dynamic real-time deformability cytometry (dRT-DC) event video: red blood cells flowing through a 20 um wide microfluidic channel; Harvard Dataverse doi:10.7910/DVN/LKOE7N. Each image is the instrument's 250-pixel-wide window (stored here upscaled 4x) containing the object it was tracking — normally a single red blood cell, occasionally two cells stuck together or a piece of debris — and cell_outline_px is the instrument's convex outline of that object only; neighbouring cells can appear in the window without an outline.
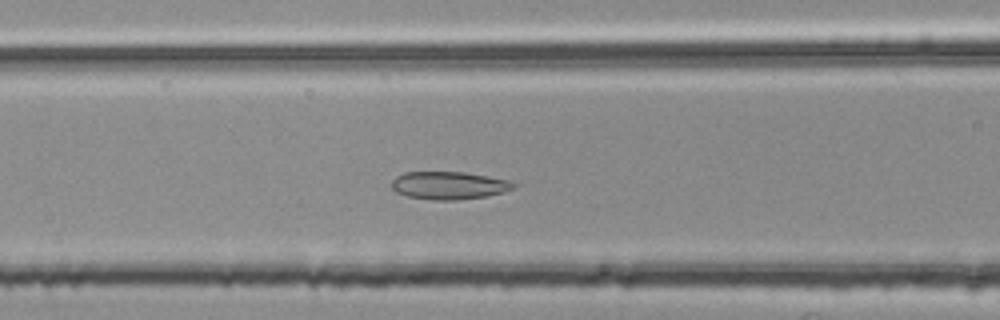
{"species": "common noctule bat (a hibernating species)", "species_latin": "Nyctalus noctula", "temperature_condition": "room temperature", "stored_images_in_passage": 45, "segment_of_instrument_passage": [2, 2], "camera_frame_rate_fps": 3000, "um_per_image_px": 0.085, "animal": {"sex": "female", "body_mass_g": 25.1}, "frame": {"image": 1, "passage_image": 16, "time_ms": 5.0, "image_size_px": [1000, 320], "cell_outline_px": [[520, 184], [516, 188], [504, 192], [484, 196], [456, 200], [432, 200], [408, 196], [396, 192], [392, 188], [392, 180], [396, 176], [404, 172], [464, 172], [508, 180]], "centroid_in_image_um": [38.18, 15.76], "position_along_channel_um": 128.4, "area_um2": 19.77}}
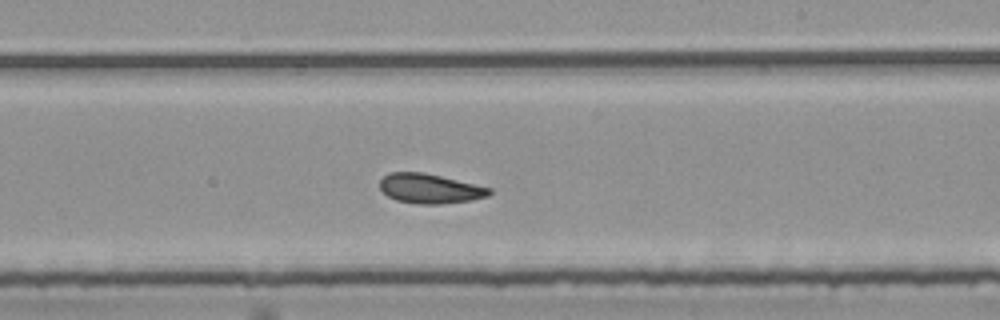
{"frame": {"image": 2, "passage_image": 26, "time_ms": 8.333, "image_size_px": [1000, 320], "cell_outline_px": [[492, 192], [488, 196], [472, 200], [440, 204], [420, 204], [396, 200], [388, 196], [380, 188], [380, 180], [388, 172], [424, 172], [492, 188]], "centroid_in_image_um": [36.55, 16.02], "position_along_channel_um": 252.5, "area_um2": 18.9}}
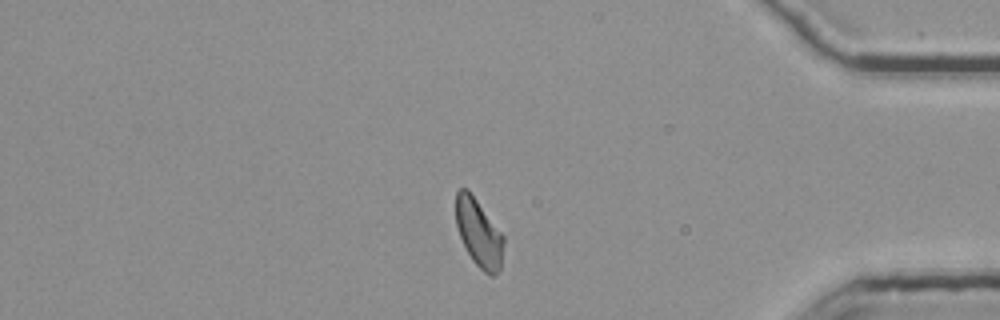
{"frame": {"image": 3, "passage_image": 40, "time_ms": 13.0, "image_size_px": [1000, 320], "cell_outline_px": [[504, 240], [500, 268], [492, 276], [488, 276], [472, 260], [460, 236], [456, 224], [456, 192], [460, 188], [468, 188], [504, 236]], "centroid_in_image_um": [40.69, 19.78], "position_along_channel_um": 394.5, "area_um2": 18.67}}